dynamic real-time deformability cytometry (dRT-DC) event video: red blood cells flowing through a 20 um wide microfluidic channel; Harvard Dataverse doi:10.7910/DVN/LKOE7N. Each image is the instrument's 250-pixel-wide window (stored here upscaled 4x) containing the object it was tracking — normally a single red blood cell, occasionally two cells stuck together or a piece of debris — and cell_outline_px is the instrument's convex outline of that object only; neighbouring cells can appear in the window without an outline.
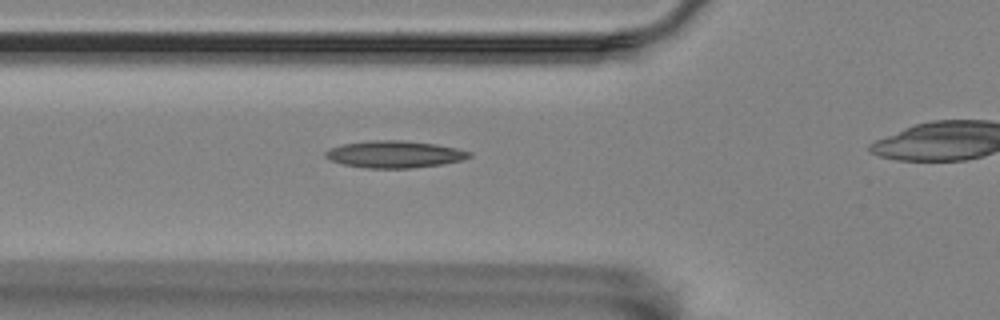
{"species": "Egyptian fruit bat (a non-hibernating species)", "species_latin": "Rousettus aegyptiacus", "temperature_condition": "room temperature", "stored_images_in_passage": 39, "camera_frame_rate_fps": 3000, "um_per_image_px": 0.085, "animal": {"sex": "female"}, "frame": {"image": 1, "passage_image": 10, "time_ms": 3.0, "image_size_px": [1000, 320], "cell_outline_px": [[472, 156], [464, 160], [440, 164], [408, 168], [368, 168], [344, 164], [332, 160], [324, 156], [324, 152], [328, 148], [340, 144], [372, 140], [400, 140], [436, 144], [456, 148], [472, 152]], "centroid_in_image_um": [33.52, 13.1], "position_along_channel_um": 92.3, "area_um2": 22.6}}
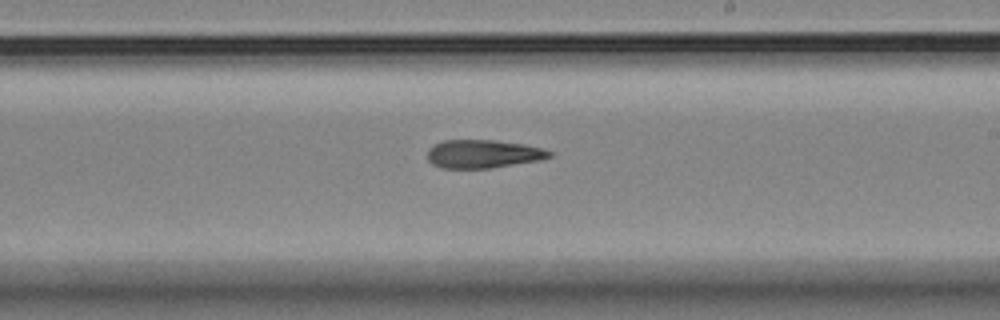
{"frame": {"image": 2, "passage_image": 23, "time_ms": 7.333, "image_size_px": [1000, 320], "cell_outline_px": [[552, 156], [540, 160], [488, 168], [440, 168], [432, 164], [428, 160], [428, 148], [444, 140], [496, 140], [524, 144], [540, 148], [552, 152]], "centroid_in_image_um": [41.04, 13.08], "position_along_channel_um": 248.0, "area_um2": 20.0}}
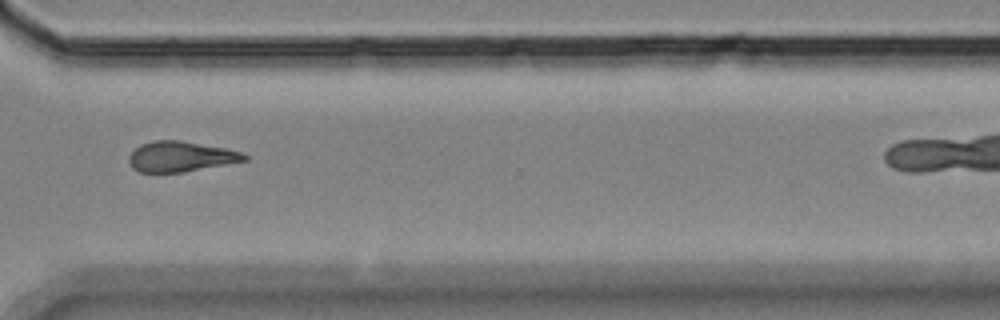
{"frame": {"image": 3, "passage_image": 32, "time_ms": 10.333, "image_size_px": [1000, 320], "cell_outline_px": [[248, 160], [184, 172], [140, 172], [132, 168], [128, 160], [128, 156], [140, 144], [156, 140], [176, 140], [228, 148], [240, 152], [248, 156]], "centroid_in_image_um": [15.35, 13.31], "position_along_channel_um": 355.2, "area_um2": 20.35}, "authors_computed_cell_mechanics": {"area_um2": 20.519, "velocity_mm_per_s": 3.5821, "shape_relaxation_time_tau1_ms": null, "shape_relaxation_time_tau2_ms": 3.9808, "deformation_change_tau1": null, "deformation_change_tau2": 0.1365}}